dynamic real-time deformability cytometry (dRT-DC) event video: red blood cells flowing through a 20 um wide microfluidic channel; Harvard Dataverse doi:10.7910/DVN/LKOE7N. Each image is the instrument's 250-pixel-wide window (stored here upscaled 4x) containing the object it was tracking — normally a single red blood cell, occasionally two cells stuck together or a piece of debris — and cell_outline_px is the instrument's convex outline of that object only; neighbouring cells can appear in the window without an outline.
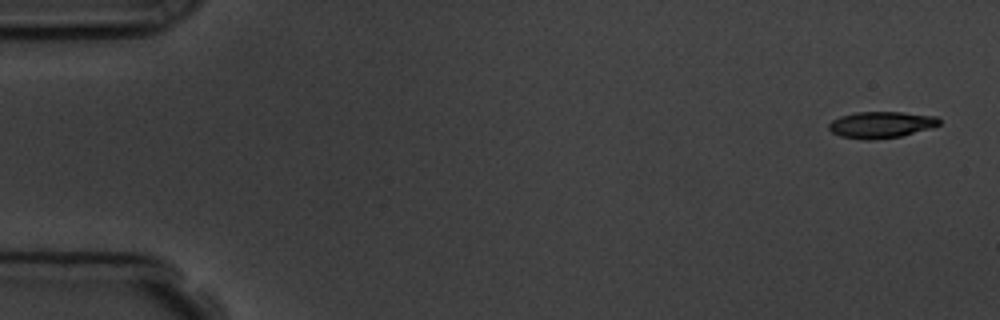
{"species": "common noctule bat (a hibernating species)", "species_latin": "Nyctalus noctula", "temperature_condition": "room temperature", "stored_images_in_passage": 5, "camera_frame_rate_fps": 3000, "um_per_image_px": 0.085, "animal": {"sex": "male", "body_mass_g": 19.5, "forearm_length_mm": 54.6}, "frame": {"image": 1, "passage_image": 1, "time_ms": 0.0, "image_size_px": [1000, 320], "cell_outline_px": [[940, 124], [932, 128], [900, 136], [872, 140], [868, 140], [840, 136], [832, 132], [828, 128], [828, 124], [832, 120], [840, 116], [856, 112], [900, 112], [936, 116], [940, 120]], "centroid_in_image_um": [74.88, 10.6], "position_along_channel_um": 10.1, "area_um2": 16.99}}
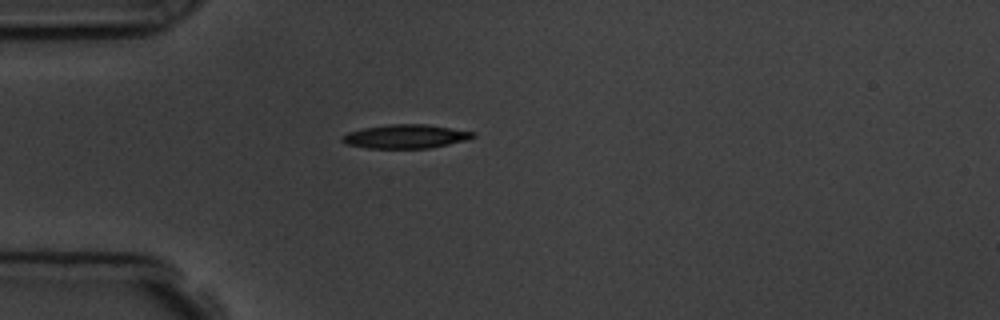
{"frame": {"image": 2, "passage_image": 5, "time_ms": 4.333, "image_size_px": [1000, 320], "cell_outline_px": [[476, 136], [464, 140], [448, 144], [428, 148], [368, 148], [344, 144], [340, 140], [340, 136], [348, 132], [364, 128], [388, 124], [424, 124], [476, 132]], "centroid_in_image_um": [34.41, 11.59], "position_along_channel_um": 50.6, "area_um2": 18.09}}